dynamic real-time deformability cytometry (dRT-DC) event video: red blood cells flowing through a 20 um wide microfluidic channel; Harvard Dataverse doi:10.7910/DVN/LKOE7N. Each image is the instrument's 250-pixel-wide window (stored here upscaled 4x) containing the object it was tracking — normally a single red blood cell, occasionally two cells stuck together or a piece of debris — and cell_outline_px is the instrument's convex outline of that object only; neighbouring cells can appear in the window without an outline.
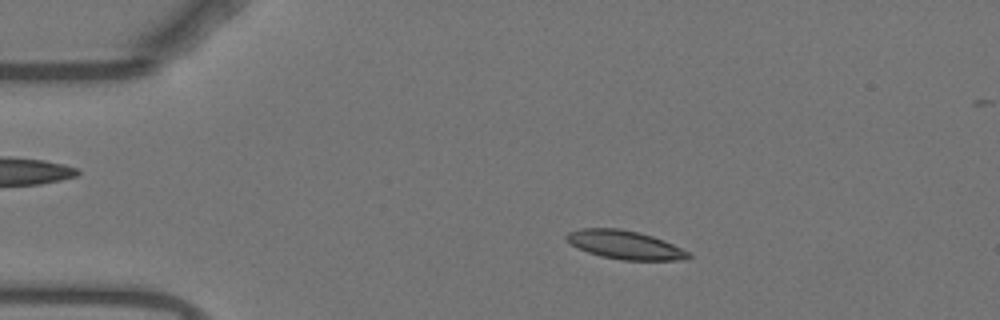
{"species": "Egyptian fruit bat (a non-hibernating species)", "species_latin": "Rousettus aegyptiacus", "temperature_condition": "warm", "stored_images_in_passage": 54, "camera_frame_rate_fps": 3000, "um_per_image_px": 0.085, "animal": {"sex": "female"}, "frame": {"image": 1, "passage_image": 9, "time_ms": 2.667, "image_size_px": [1000, 320], "cell_outline_px": [[692, 256], [688, 260], [620, 260], [600, 256], [588, 252], [564, 240], [564, 236], [568, 232], [580, 228], [620, 228], [640, 232], [664, 240], [692, 252]], "centroid_in_image_um": [53.16, 20.81], "position_along_channel_um": 31.8, "area_um2": 20.63}}
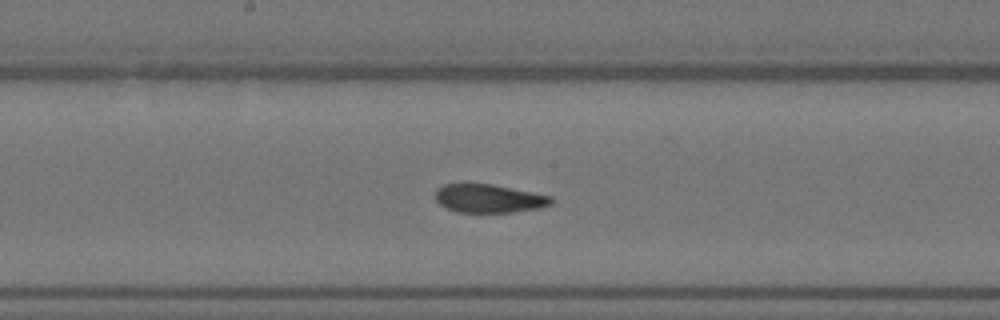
{"frame": {"image": 2, "passage_image": 27, "time_ms": 8.667, "image_size_px": [1000, 320], "cell_outline_px": [[552, 204], [540, 208], [512, 212], [456, 212], [444, 208], [436, 200], [436, 188], [444, 184], [460, 180], [492, 184], [552, 196]], "centroid_in_image_um": [41.47, 16.83], "position_along_channel_um": 206.7, "area_um2": 19.88}}
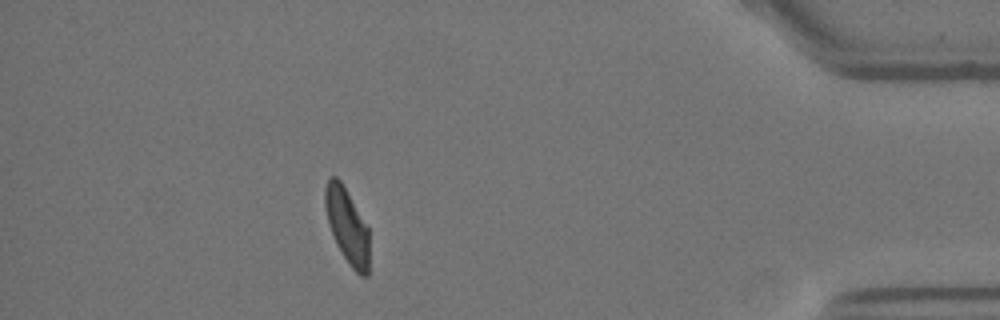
{"frame": {"image": 3, "passage_image": 47, "time_ms": 15.333, "image_size_px": [1000, 320], "cell_outline_px": [[368, 276], [360, 276], [352, 268], [336, 244], [328, 224], [324, 208], [324, 188], [328, 176], [336, 176], [340, 180], [368, 228]], "centroid_in_image_um": [29.46, 19.17], "position_along_channel_um": 405.7, "area_um2": 19.19}, "authors_computed_cell_mechanics": {"area_um2": 20.1144, "velocity_mm_per_s": 3.7116, "shape_relaxation_time_tau1_ms": 9.9733, "shape_relaxation_time_tau2_ms": 1.7054, "deformation_change_tau1": 0.2328, "deformation_change_tau2": 0.0789}}